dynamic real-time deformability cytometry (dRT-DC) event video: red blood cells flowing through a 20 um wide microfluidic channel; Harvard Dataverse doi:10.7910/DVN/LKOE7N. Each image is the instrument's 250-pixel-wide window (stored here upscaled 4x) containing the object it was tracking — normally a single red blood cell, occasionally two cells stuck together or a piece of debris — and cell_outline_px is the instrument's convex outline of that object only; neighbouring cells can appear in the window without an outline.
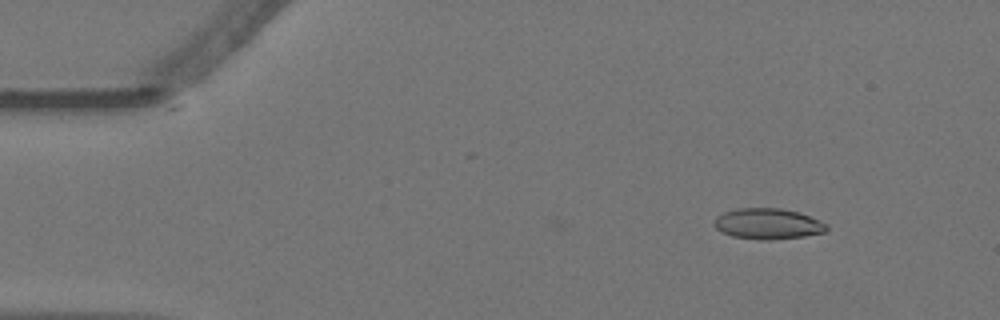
{"species": "Egyptian fruit bat (a non-hibernating species)", "species_latin": "Rousettus aegyptiacus", "temperature_condition": "warm", "stored_images_in_passage": 56, "camera_frame_rate_fps": 3000, "um_per_image_px": 0.085, "animal": {"sex": "female"}, "frame": {"image": 1, "passage_image": 6, "time_ms": 1.667, "image_size_px": [1000, 320], "cell_outline_px": [[828, 228], [824, 232], [804, 236], [768, 240], [760, 240], [732, 236], [720, 232], [712, 224], [716, 216], [724, 212], [736, 208], [780, 208], [796, 212], [808, 216], [828, 224]], "centroid_in_image_um": [65.21, 19.02], "position_along_channel_um": 19.8, "area_um2": 20.17}}
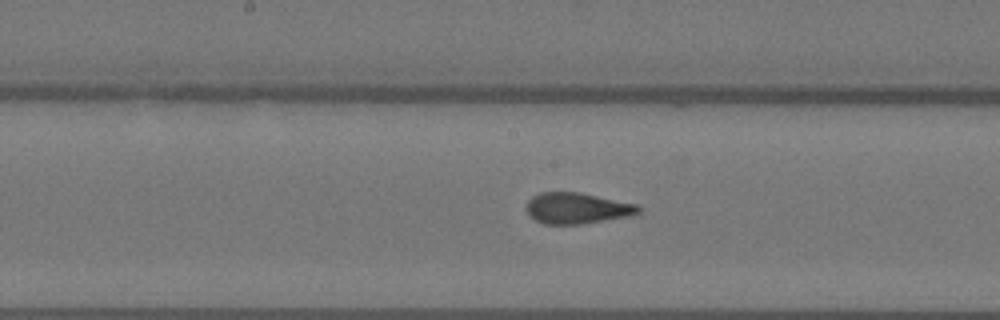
{"frame": {"image": 2, "passage_image": 28, "time_ms": 9.0, "image_size_px": [1000, 320], "cell_outline_px": [[640, 212], [632, 216], [580, 224], [544, 224], [528, 216], [524, 208], [528, 200], [532, 196], [540, 192], [580, 192], [640, 204]], "centroid_in_image_um": [49.05, 17.69], "position_along_channel_um": 199.2, "area_um2": 20.69}}
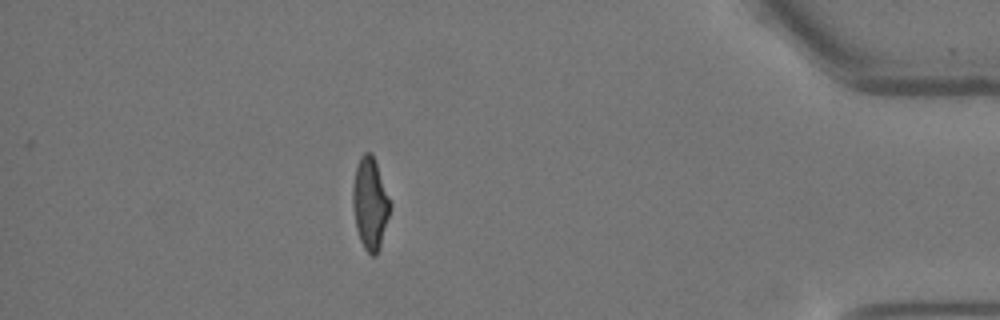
{"frame": {"image": 3, "passage_image": 49, "time_ms": 16.0, "image_size_px": [1000, 320], "cell_outline_px": [[392, 208], [380, 248], [376, 256], [372, 256], [364, 248], [360, 240], [356, 228], [352, 204], [352, 184], [356, 168], [360, 156], [364, 152], [372, 152], [392, 204]], "centroid_in_image_um": [31.47, 17.31], "position_along_channel_um": 403.7, "area_um2": 20.35}, "authors_computed_cell_mechanics": {"area_um2": 20.4901, "velocity_mm_per_s": 3.5942, "shape_relaxation_time_tau1_ms": 9.0951, "shape_relaxation_time_tau2_ms": 1.0593, "deformation_change_tau1": 0.2319, "deformation_change_tau2": 0.0744}}